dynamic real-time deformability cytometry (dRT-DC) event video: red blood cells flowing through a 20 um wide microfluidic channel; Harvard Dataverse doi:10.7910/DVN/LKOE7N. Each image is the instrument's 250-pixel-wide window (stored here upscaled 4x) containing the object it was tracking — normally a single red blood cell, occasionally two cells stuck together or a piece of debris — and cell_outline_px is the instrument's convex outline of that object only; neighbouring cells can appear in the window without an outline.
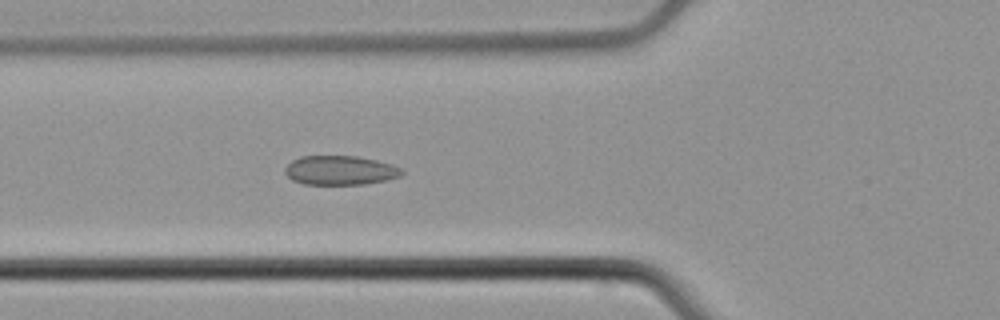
{"species": "common noctule bat (a hibernating species)", "species_latin": "Nyctalus noctula", "temperature_condition": "cold", "stored_images_in_passage": 4, "camera_frame_rate_fps": 3000, "um_per_image_px": 0.085, "animal": {"sex": "male", "body_mass_g": 21.5, "forearm_length_mm": 52.0}, "frame": {"image": 1, "passage_image": 4, "time_ms": 4.333, "image_size_px": [1000, 320], "cell_outline_px": [[404, 172], [400, 176], [384, 180], [364, 184], [304, 184], [292, 180], [284, 172], [284, 168], [292, 160], [300, 156], [356, 156], [376, 160], [392, 164], [400, 168]], "centroid_in_image_um": [28.88, 14.47], "position_along_channel_um": 96.9, "area_um2": 19.83}}